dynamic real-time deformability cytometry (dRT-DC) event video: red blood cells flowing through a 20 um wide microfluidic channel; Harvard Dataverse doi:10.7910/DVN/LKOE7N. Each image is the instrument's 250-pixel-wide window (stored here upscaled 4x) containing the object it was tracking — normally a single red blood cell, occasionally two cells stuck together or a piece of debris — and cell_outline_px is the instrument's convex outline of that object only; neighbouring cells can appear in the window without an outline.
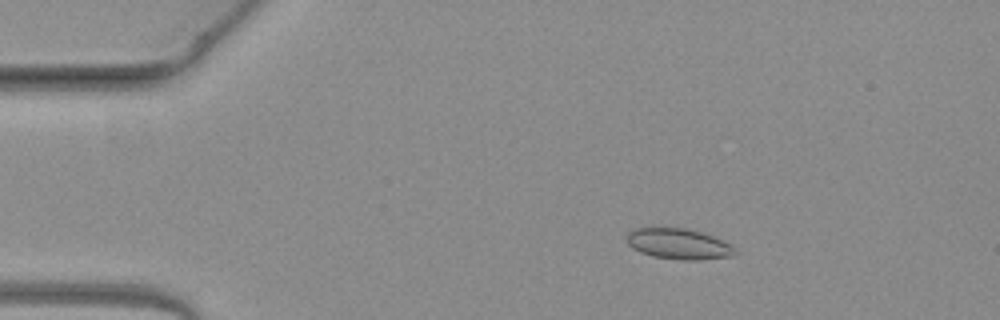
{"species": "common noctule bat (a hibernating species)", "species_latin": "Nyctalus noctula", "temperature_condition": "warm", "stored_images_in_passage": 51, "camera_frame_rate_fps": 3000, "um_per_image_px": 0.085, "animal": {"sex": "female", "body_mass_g": 19.3, "forearm_length_mm": 54.1}, "frame": {"image": 1, "passage_image": 9, "time_ms": 2.667, "image_size_px": [1000, 320], "cell_outline_px": [[740, 252], [732, 256], [700, 260], [680, 260], [652, 256], [640, 252], [632, 248], [628, 244], [628, 232], [636, 228], [684, 228], [700, 232], [712, 236], [728, 244]], "centroid_in_image_um": [57.68, 20.75], "position_along_channel_um": 27.3, "area_um2": 19.19}}
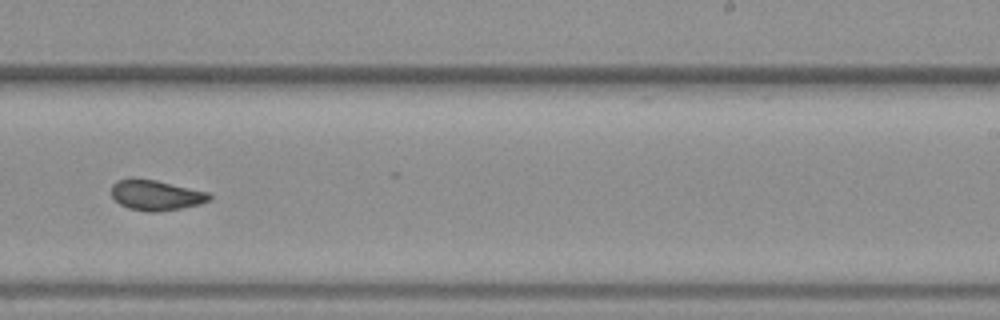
{"frame": {"image": 2, "passage_image": 32, "time_ms": 10.333, "image_size_px": [1000, 320], "cell_outline_px": [[212, 200], [200, 204], [180, 208], [156, 212], [148, 212], [128, 208], [120, 204], [112, 196], [112, 184], [116, 180], [132, 176], [156, 180], [208, 192], [212, 196]], "centroid_in_image_um": [13.23, 16.56], "position_along_channel_um": 275.8, "area_um2": 17.57}}
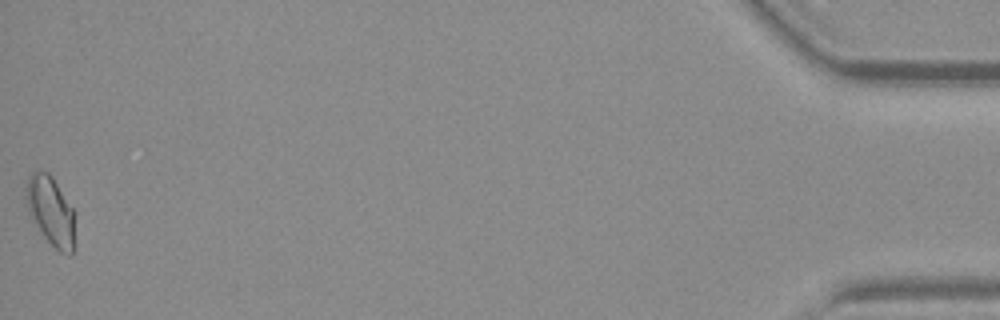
{"frame": {"image": 3, "passage_image": 51, "time_ms": 16.667, "image_size_px": [1000, 320], "cell_outline_px": [[76, 212], [72, 256], [68, 256], [60, 252], [44, 236], [32, 220], [28, 212], [24, 196], [24, 188], [28, 176], [32, 172], [48, 172], [52, 176]], "centroid_in_image_um": [4.31, 17.92], "position_along_channel_um": 430.9, "area_um2": 20.11}, "authors_computed_cell_mechanics": {"area_um2": 17.8024, "velocity_mm_per_s": 4.075, "shape_relaxation_time_tau1_ms": null, "shape_relaxation_time_tau2_ms": 2.0198, "deformation_change_tau1": null, "deformation_change_tau2": 0.063}}